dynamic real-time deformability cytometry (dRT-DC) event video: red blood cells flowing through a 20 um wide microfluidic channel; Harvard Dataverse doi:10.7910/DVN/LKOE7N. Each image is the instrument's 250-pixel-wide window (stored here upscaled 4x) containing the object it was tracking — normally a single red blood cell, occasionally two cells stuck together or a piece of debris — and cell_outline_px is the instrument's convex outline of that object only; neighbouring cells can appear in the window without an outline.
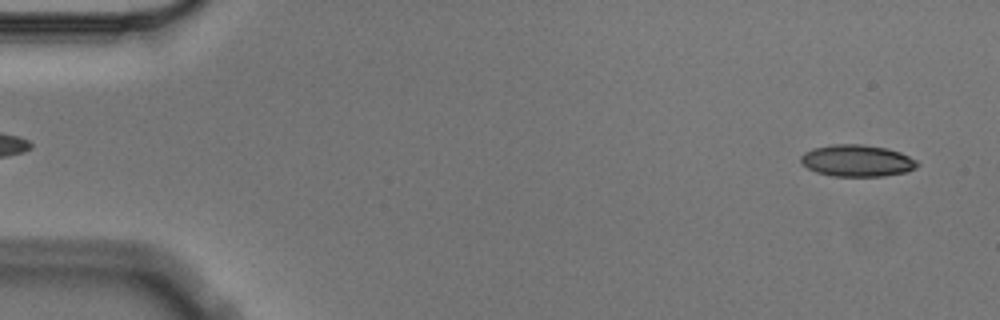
{"species": "Egyptian fruit bat (a non-hibernating species)", "species_latin": "Rousettus aegyptiacus", "temperature_condition": "cold", "stored_images_in_passage": 5, "segment_of_instrument_passage": [2, 2], "camera_frame_rate_fps": 3000, "um_per_image_px": 0.085, "animal": {"sex": "male"}, "frame": {"image": 1, "passage_image": 5, "time_ms": 1.333, "image_size_px": [1000, 320], "cell_outline_px": [[920, 164], [916, 168], [908, 172], [880, 176], [832, 176], [816, 172], [808, 168], [800, 160], [800, 156], [804, 152], [812, 148], [832, 144], [860, 144], [884, 148], [900, 152], [916, 160]], "centroid_in_image_um": [72.84, 13.66], "position_along_channel_um": 12.2, "area_um2": 21.56}}